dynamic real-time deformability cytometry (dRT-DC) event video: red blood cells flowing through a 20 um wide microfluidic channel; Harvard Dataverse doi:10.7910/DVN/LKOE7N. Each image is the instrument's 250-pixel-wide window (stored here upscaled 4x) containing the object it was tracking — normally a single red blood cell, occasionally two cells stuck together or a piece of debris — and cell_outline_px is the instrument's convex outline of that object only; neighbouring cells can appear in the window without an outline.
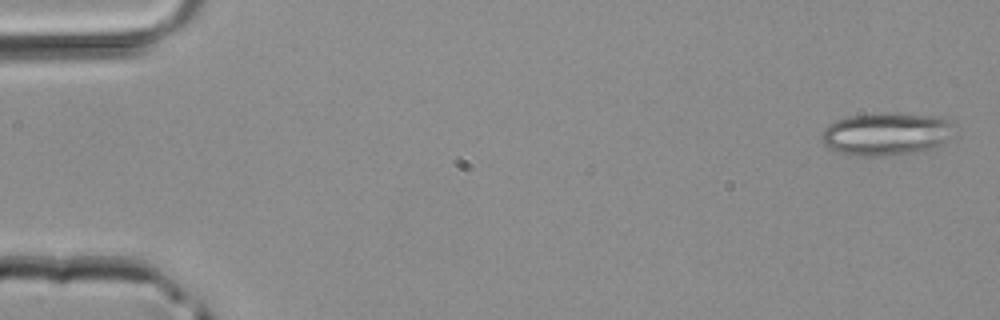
{"species": "common noctule bat (a hibernating species)", "species_latin": "Nyctalus noctula", "temperature_condition": "room temperature", "stored_images_in_passage": 4, "camera_frame_rate_fps": 3000, "um_per_image_px": 0.085, "animal": {"sex": "male", "body_mass_g": 20.4}, "frame": {"image": 1, "passage_image": 1, "time_ms": 0.0, "image_size_px": [1000, 320], "cell_outline_px": [[956, 136], [924, 152], [892, 156], [856, 156], [840, 152], [824, 144], [820, 136], [820, 132], [828, 124], [836, 120], [848, 116], [884, 112], [888, 112], [940, 116], [948, 120], [952, 124]], "centroid_in_image_um": [75.38, 11.38], "position_along_channel_um": 9.6, "area_um2": 33.93}}
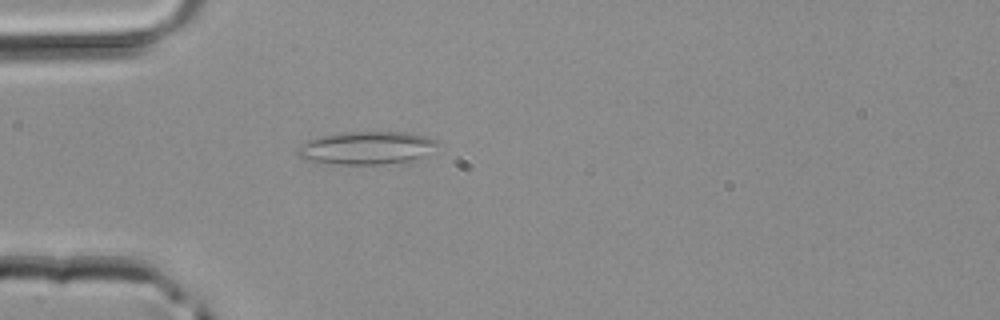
{"frame": {"image": 2, "passage_image": 4, "time_ms": 1.0, "image_size_px": [1000, 320], "cell_outline_px": [[440, 144], [420, 160], [384, 164], [340, 164], [308, 160], [296, 156], [296, 148], [300, 144], [316, 136], [344, 132], [408, 132], [424, 136], [436, 140]], "centroid_in_image_um": [31.16, 12.57], "position_along_channel_um": 53.8, "area_um2": 27.28}}